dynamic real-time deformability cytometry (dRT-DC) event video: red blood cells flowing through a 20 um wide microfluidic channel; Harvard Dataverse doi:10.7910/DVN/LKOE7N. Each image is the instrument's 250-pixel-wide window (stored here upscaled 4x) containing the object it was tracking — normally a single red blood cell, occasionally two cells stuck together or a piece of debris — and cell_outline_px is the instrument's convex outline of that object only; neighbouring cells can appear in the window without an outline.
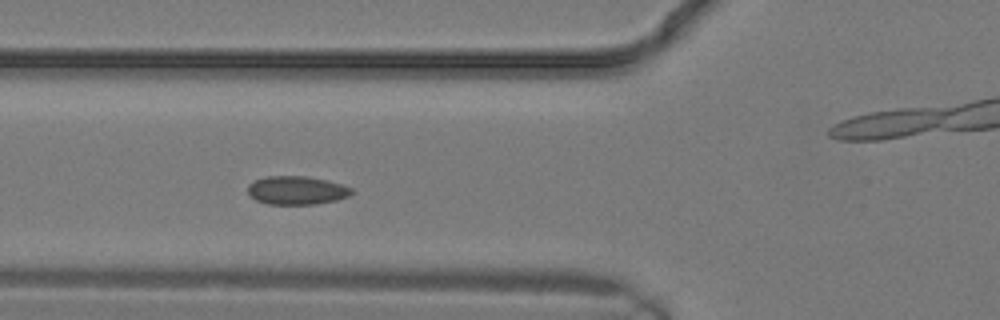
{"species": "common noctule bat (a hibernating species)", "species_latin": "Nyctalus noctula", "temperature_condition": "warm", "stored_images_in_passage": 17, "segment_of_instrument_passage": [1, 2], "camera_frame_rate_fps": 3000, "um_per_image_px": 0.085, "animal": {"sex": "male", "body_mass_g": 19.2, "forearm_length_mm": 51.8}, "frame": {"image": 1, "passage_image": 8, "time_ms": 2.333, "image_size_px": [1000, 320], "cell_outline_px": [[352, 192], [348, 196], [336, 200], [316, 204], [268, 204], [256, 200], [248, 192], [248, 184], [264, 176], [308, 176], [328, 180], [352, 188]], "centroid_in_image_um": [25.21, 16.17], "position_along_channel_um": 100.6, "area_um2": 17.17}}
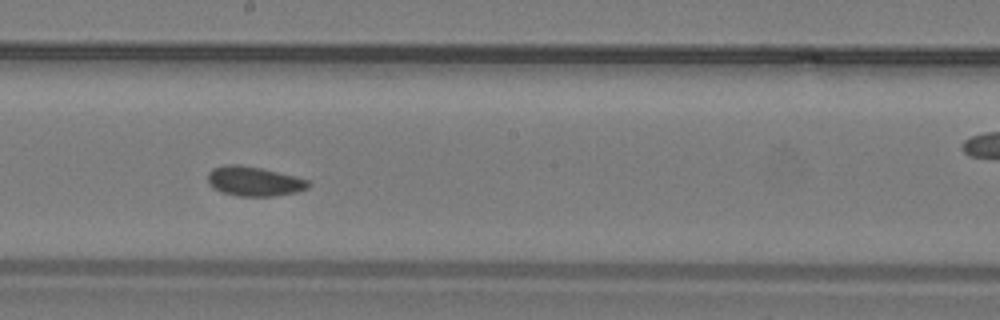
{"frame": {"image": 2, "passage_image": 13, "time_ms": 4.0, "image_size_px": [1000, 320], "cell_outline_px": [[312, 184], [308, 188], [296, 192], [272, 196], [236, 196], [212, 188], [208, 184], [208, 172], [212, 168], [224, 164], [240, 164], [260, 168], [296, 176], [308, 180]], "centroid_in_image_um": [21.58, 15.4], "position_along_channel_um": 226.6, "area_um2": 17.46}}
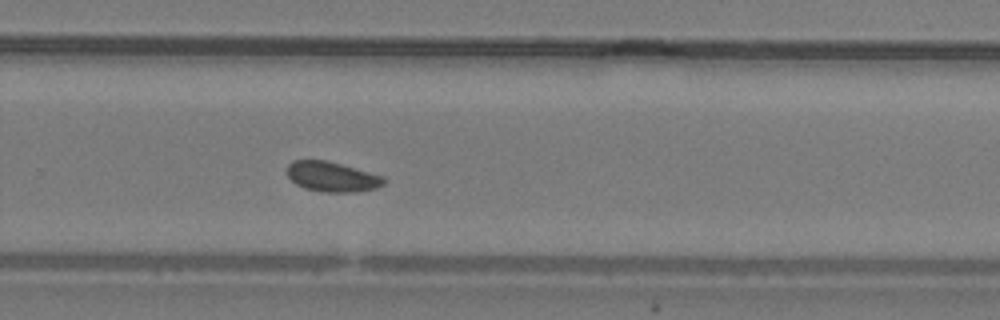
{"frame": {"image": 3, "passage_image": 16, "time_ms": 5.0, "image_size_px": [1000, 320], "cell_outline_px": [[384, 184], [376, 188], [356, 192], [320, 192], [304, 188], [296, 184], [288, 176], [288, 164], [292, 160], [324, 160], [340, 164], [384, 176]], "centroid_in_image_um": [28.21, 15.03], "position_along_channel_um": 301.6, "area_um2": 16.82}}